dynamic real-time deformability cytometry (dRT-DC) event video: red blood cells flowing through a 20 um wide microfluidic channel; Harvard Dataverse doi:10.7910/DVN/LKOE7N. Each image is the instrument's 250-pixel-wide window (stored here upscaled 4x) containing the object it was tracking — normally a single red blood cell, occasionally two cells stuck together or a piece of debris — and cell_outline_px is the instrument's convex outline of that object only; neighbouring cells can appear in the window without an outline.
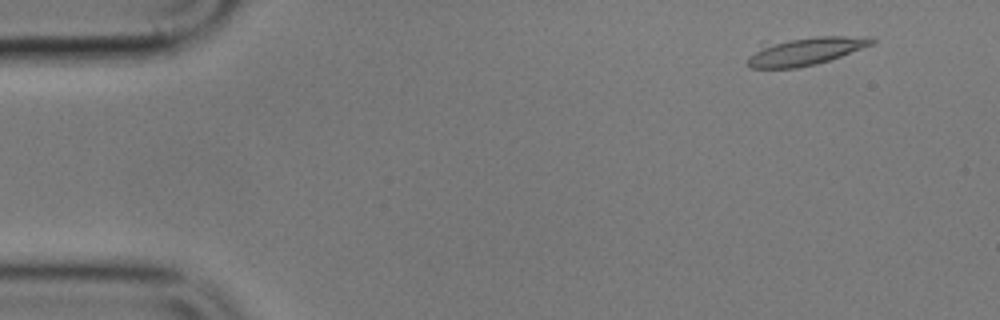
{"species": "common noctule bat (a hibernating species)", "species_latin": "Nyctalus noctula", "temperature_condition": "cold", "stored_images_in_passage": 5, "camera_frame_rate_fps": 3000, "um_per_image_px": 0.085, "animal": {"sex": "male", "body_mass_g": 17.9}, "frame": {"image": 1, "passage_image": 1, "time_ms": 0.0, "image_size_px": [1000, 320], "cell_outline_px": [[876, 40], [872, 44], [840, 56], [816, 64], [796, 68], [752, 68], [748, 64], [748, 56], [760, 40], [816, 36], [872, 36]], "centroid_in_image_um": [68.32, 4.3], "position_along_channel_um": 16.7, "area_um2": 21.04}}
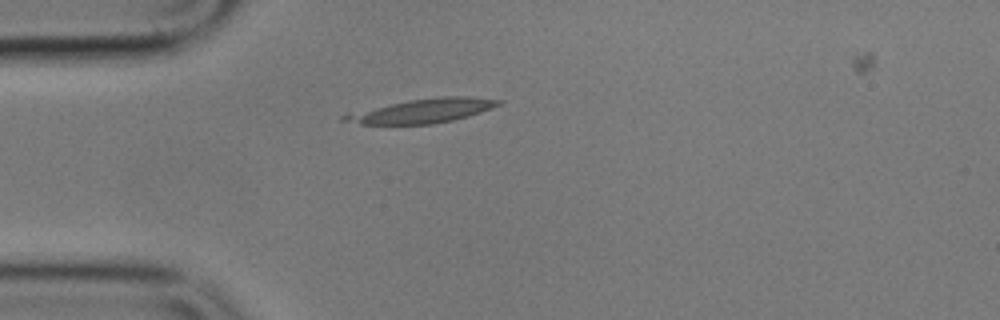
{"frame": {"image": 2, "passage_image": 4, "time_ms": 3.333, "image_size_px": [1000, 320], "cell_outline_px": [[504, 100], [500, 104], [492, 108], [468, 116], [452, 120], [432, 124], [360, 124], [340, 120], [340, 116], [348, 112], [408, 100], [440, 96], [468, 96]], "centroid_in_image_um": [35.87, 9.41], "position_along_channel_um": 49.1, "area_um2": 21.79}}